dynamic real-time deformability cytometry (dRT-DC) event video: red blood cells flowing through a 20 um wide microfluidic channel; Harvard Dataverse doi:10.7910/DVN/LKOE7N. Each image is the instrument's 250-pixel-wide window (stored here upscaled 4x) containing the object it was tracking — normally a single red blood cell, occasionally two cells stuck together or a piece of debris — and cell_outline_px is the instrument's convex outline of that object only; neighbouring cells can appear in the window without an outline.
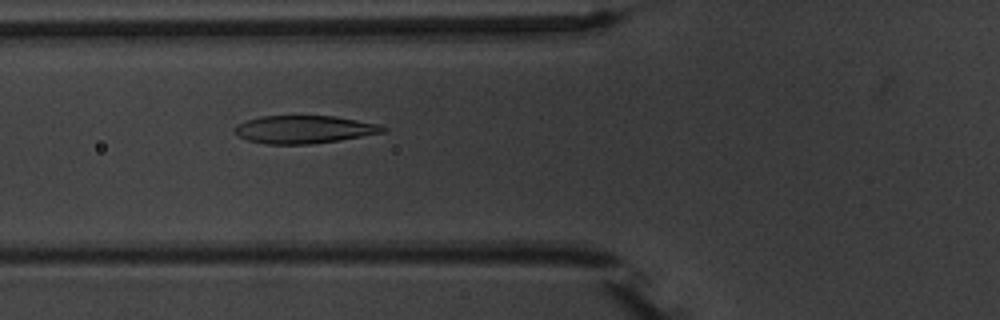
{"species": "common noctule bat (a hibernating species)", "species_latin": "Nyctalus noctula", "temperature_condition": "warm", "stored_images_in_passage": 6, "camera_frame_rate_fps": 3000, "um_per_image_px": 0.085, "animal": {"sex": "male", "body_mass_g": 20.1, "forearm_length_mm": 53.5}, "frame": {"image": 1, "passage_image": 6, "time_ms": 6.333, "image_size_px": [1000, 320], "cell_outline_px": [[388, 128], [384, 132], [340, 140], [308, 144], [264, 144], [248, 140], [232, 132], [232, 128], [236, 124], [260, 116], [336, 116], [380, 124]], "centroid_in_image_um": [25.83, 11.0], "position_along_channel_um": 100.0, "area_um2": 24.16}}